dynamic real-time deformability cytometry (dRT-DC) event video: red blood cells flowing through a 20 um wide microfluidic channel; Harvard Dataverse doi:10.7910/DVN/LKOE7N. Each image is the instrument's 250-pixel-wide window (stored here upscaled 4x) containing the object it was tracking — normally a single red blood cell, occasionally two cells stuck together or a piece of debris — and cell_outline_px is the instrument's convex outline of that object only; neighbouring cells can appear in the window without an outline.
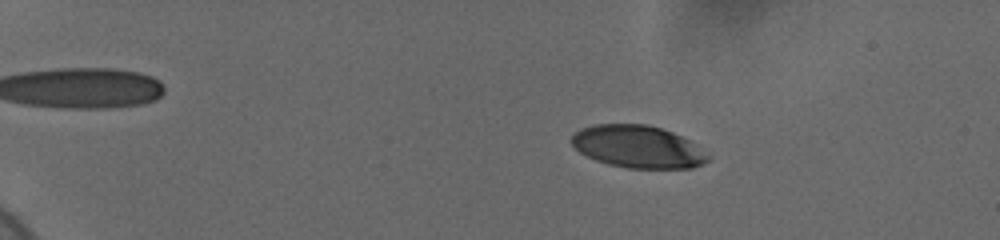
{"species": "human", "species_latin": "Homo sapiens", "temperature_condition": "cold", "stored_images_in_passage": 42, "camera_frame_rate_fps": 3000, "um_per_image_px": 0.085, "donor": {"sex": "female"}, "frame": {"image": 1, "passage_image": 10, "time_ms": 3.667, "image_size_px": [1000, 240], "cell_outline_px": [[712, 160], [704, 164], [692, 168], [628, 168], [608, 164], [596, 160], [580, 152], [572, 144], [572, 136], [580, 128], [592, 124], [648, 124], [672, 132], [688, 140], [712, 156]], "centroid_in_image_um": [54.25, 12.47], "position_along_channel_um": 30.7, "area_um2": 33.76}}
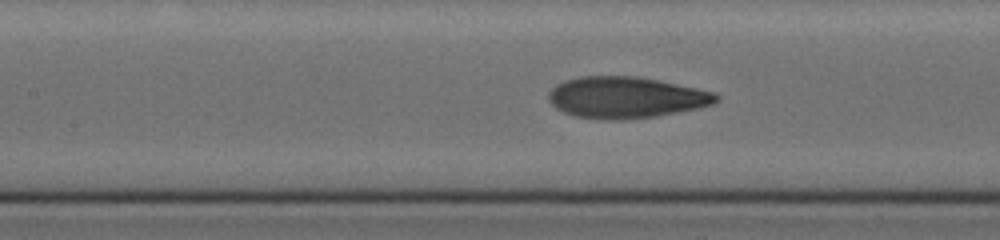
{"frame": {"image": 2, "passage_image": 27, "time_ms": 10.0, "image_size_px": [1000, 240], "cell_outline_px": [[720, 100], [712, 104], [700, 108], [656, 116], [620, 120], [576, 116], [564, 112], [556, 108], [548, 100], [548, 92], [556, 84], [564, 80], [580, 76], [636, 76], [660, 80], [696, 88], [712, 92], [720, 96]], "centroid_in_image_um": [53.21, 8.27], "position_along_channel_um": 154.2, "area_um2": 40.34}}
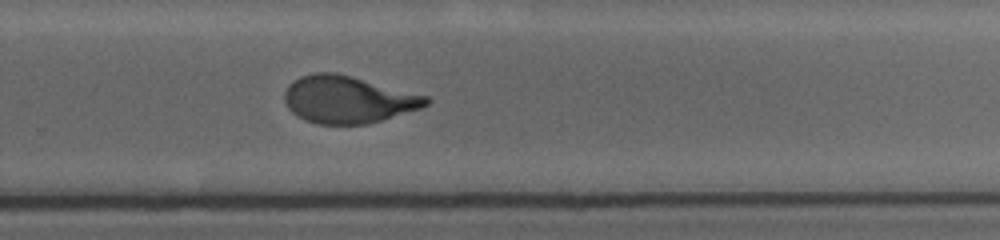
{"frame": {"image": 3, "passage_image": 42, "time_ms": 14.0, "image_size_px": [1000, 240], "cell_outline_px": [[432, 100], [428, 104], [420, 108], [380, 120], [364, 124], [316, 124], [304, 120], [296, 116], [288, 108], [284, 100], [284, 92], [288, 84], [300, 76], [312, 72], [336, 72], [428, 96]], "centroid_in_image_um": [29.53, 8.45], "position_along_channel_um": 300.3, "area_um2": 38.96}}